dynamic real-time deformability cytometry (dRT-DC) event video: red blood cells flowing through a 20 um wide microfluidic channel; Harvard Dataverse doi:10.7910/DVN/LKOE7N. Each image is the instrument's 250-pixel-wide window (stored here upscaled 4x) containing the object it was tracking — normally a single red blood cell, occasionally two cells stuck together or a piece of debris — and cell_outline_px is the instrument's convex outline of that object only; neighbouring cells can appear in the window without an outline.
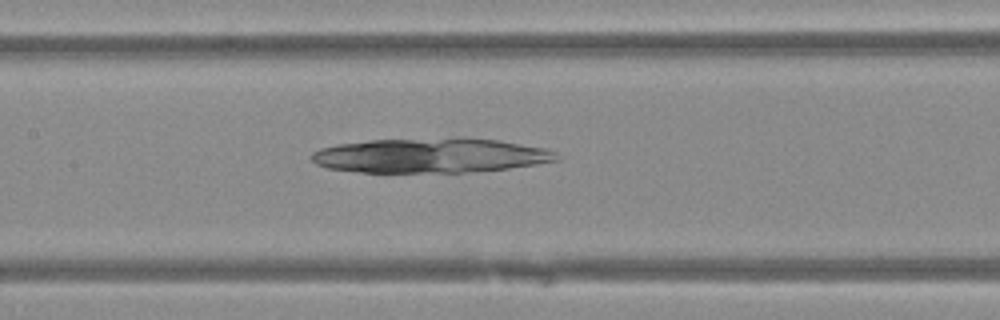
{"species": "Egyptian fruit bat (a non-hibernating species)", "species_latin": "Rousettus aegyptiacus", "temperature_condition": "warm", "stored_images_in_passage": 48, "camera_frame_rate_fps": 3000, "um_per_image_px": 0.085, "animal": {"sex": "female"}, "frame": {"image": 1, "passage_image": 23, "time_ms": 7.333, "image_size_px": [1000, 320], "cell_outline_px": [[560, 156], [556, 160], [536, 164], [508, 168], [460, 172], [360, 172], [328, 168], [316, 164], [308, 156], [312, 152], [320, 148], [336, 144], [368, 140], [456, 136], [464, 136], [500, 140], [544, 148], [556, 152]], "centroid_in_image_um": [36.56, 13.18], "position_along_channel_um": 170.8, "area_um2": 50.17}}
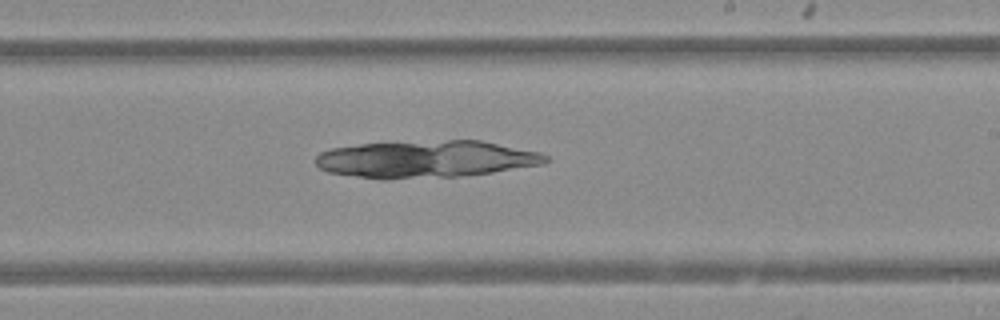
{"frame": {"image": 2, "passage_image": 29, "time_ms": 9.333, "image_size_px": [1000, 320], "cell_outline_px": [[552, 160], [540, 164], [492, 172], [456, 176], [384, 180], [380, 180], [328, 172], [320, 168], [316, 164], [316, 156], [320, 152], [332, 148], [360, 144], [448, 140], [480, 140], [540, 152], [548, 156]], "centroid_in_image_um": [36.18, 13.53], "position_along_channel_um": 252.8, "area_um2": 49.71}}
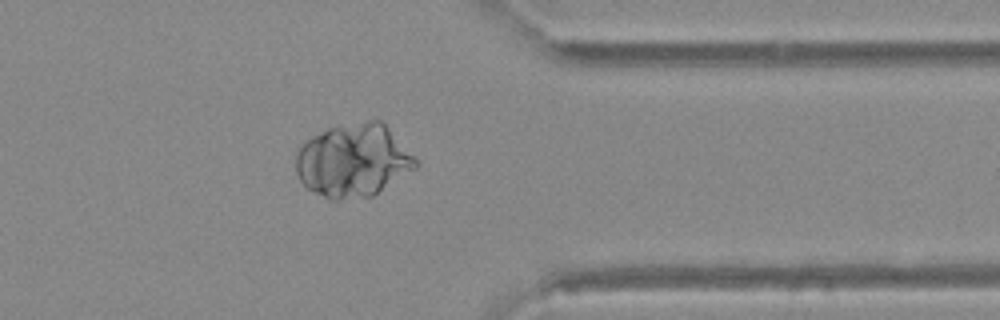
{"frame": {"image": 3, "passage_image": 39, "time_ms": 12.667, "image_size_px": [1000, 320], "cell_outline_px": [[420, 164], [416, 168], [372, 196], [340, 200], [332, 200], [308, 188], [300, 180], [296, 172], [296, 152], [300, 144], [304, 140], [328, 128], [368, 120], [380, 120], [384, 124]], "centroid_in_image_um": [29.99, 13.65], "position_along_channel_um": 381.4, "area_um2": 50.52}}